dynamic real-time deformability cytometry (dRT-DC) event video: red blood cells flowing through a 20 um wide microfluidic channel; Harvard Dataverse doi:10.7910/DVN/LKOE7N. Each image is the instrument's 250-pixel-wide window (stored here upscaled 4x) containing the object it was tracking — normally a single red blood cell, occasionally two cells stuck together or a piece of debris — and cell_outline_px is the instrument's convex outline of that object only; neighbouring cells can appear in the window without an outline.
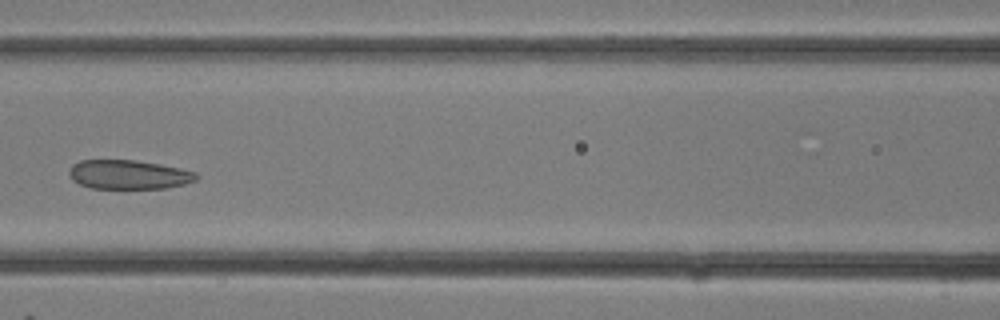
{"species": "common noctule bat (a hibernating species)", "species_latin": "Nyctalus noctula", "temperature_condition": "room temperature", "stored_images_in_passage": 11, "camera_frame_rate_fps": 3000, "um_per_image_px": 0.085, "animal": {"sex": "female"}, "frame": {"image": 1, "passage_image": 8, "time_ms": 2.333, "image_size_px": [1000, 320], "cell_outline_px": [[200, 176], [196, 180], [184, 184], [164, 188], [92, 188], [80, 184], [72, 180], [68, 176], [68, 172], [72, 164], [80, 160], [136, 160], [160, 164], [180, 168], [196, 172]], "centroid_in_image_um": [10.92, 14.83], "position_along_channel_um": 155.7, "area_um2": 21.68}}
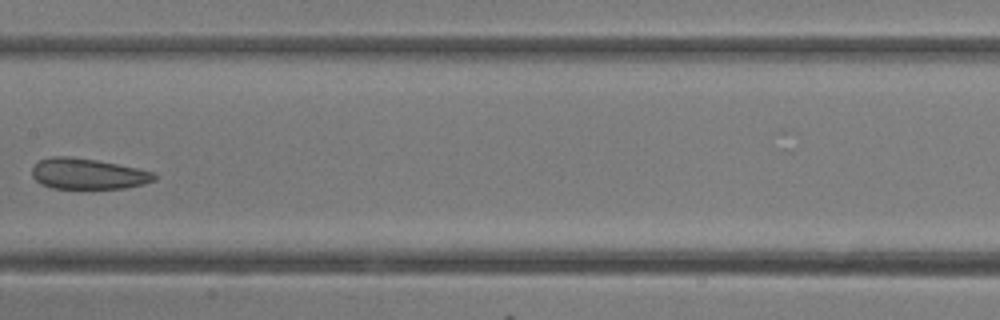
{"frame": {"image": 2, "passage_image": 10, "time_ms": 3.0, "image_size_px": [1000, 320], "cell_outline_px": [[156, 180], [144, 184], [124, 188], [52, 188], [40, 184], [32, 176], [32, 168], [40, 160], [52, 156], [68, 156], [96, 160], [156, 172]], "centroid_in_image_um": [7.48, 14.78], "position_along_channel_um": 199.9, "area_um2": 21.85}}